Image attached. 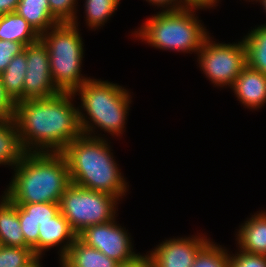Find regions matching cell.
<instances>
[{
	"label": "cell",
	"instance_id": "obj_35",
	"mask_svg": "<svg viewBox=\"0 0 266 267\" xmlns=\"http://www.w3.org/2000/svg\"><path fill=\"white\" fill-rule=\"evenodd\" d=\"M42 256H35L28 264L24 267H42L41 263Z\"/></svg>",
	"mask_w": 266,
	"mask_h": 267
},
{
	"label": "cell",
	"instance_id": "obj_27",
	"mask_svg": "<svg viewBox=\"0 0 266 267\" xmlns=\"http://www.w3.org/2000/svg\"><path fill=\"white\" fill-rule=\"evenodd\" d=\"M229 267H266V255L250 254L242 250L229 253Z\"/></svg>",
	"mask_w": 266,
	"mask_h": 267
},
{
	"label": "cell",
	"instance_id": "obj_24",
	"mask_svg": "<svg viewBox=\"0 0 266 267\" xmlns=\"http://www.w3.org/2000/svg\"><path fill=\"white\" fill-rule=\"evenodd\" d=\"M228 252L210 240L196 255L192 267H229Z\"/></svg>",
	"mask_w": 266,
	"mask_h": 267
},
{
	"label": "cell",
	"instance_id": "obj_16",
	"mask_svg": "<svg viewBox=\"0 0 266 267\" xmlns=\"http://www.w3.org/2000/svg\"><path fill=\"white\" fill-rule=\"evenodd\" d=\"M0 244L14 247H29L20 227L18 206L5 195L0 199Z\"/></svg>",
	"mask_w": 266,
	"mask_h": 267
},
{
	"label": "cell",
	"instance_id": "obj_28",
	"mask_svg": "<svg viewBox=\"0 0 266 267\" xmlns=\"http://www.w3.org/2000/svg\"><path fill=\"white\" fill-rule=\"evenodd\" d=\"M25 45L18 42L0 40V74L4 72L11 60L24 51Z\"/></svg>",
	"mask_w": 266,
	"mask_h": 267
},
{
	"label": "cell",
	"instance_id": "obj_22",
	"mask_svg": "<svg viewBox=\"0 0 266 267\" xmlns=\"http://www.w3.org/2000/svg\"><path fill=\"white\" fill-rule=\"evenodd\" d=\"M119 3L120 0H85V21L88 27L96 30L105 25Z\"/></svg>",
	"mask_w": 266,
	"mask_h": 267
},
{
	"label": "cell",
	"instance_id": "obj_19",
	"mask_svg": "<svg viewBox=\"0 0 266 267\" xmlns=\"http://www.w3.org/2000/svg\"><path fill=\"white\" fill-rule=\"evenodd\" d=\"M40 35L16 12L0 15V40L22 43L25 46L35 43Z\"/></svg>",
	"mask_w": 266,
	"mask_h": 267
},
{
	"label": "cell",
	"instance_id": "obj_5",
	"mask_svg": "<svg viewBox=\"0 0 266 267\" xmlns=\"http://www.w3.org/2000/svg\"><path fill=\"white\" fill-rule=\"evenodd\" d=\"M199 9L161 10L147 18L133 35L160 50L197 54L210 34L196 15Z\"/></svg>",
	"mask_w": 266,
	"mask_h": 267
},
{
	"label": "cell",
	"instance_id": "obj_9",
	"mask_svg": "<svg viewBox=\"0 0 266 267\" xmlns=\"http://www.w3.org/2000/svg\"><path fill=\"white\" fill-rule=\"evenodd\" d=\"M113 220L86 227L77 237L87 246L101 251L110 259L121 263L134 260L140 253L133 250L130 234Z\"/></svg>",
	"mask_w": 266,
	"mask_h": 267
},
{
	"label": "cell",
	"instance_id": "obj_30",
	"mask_svg": "<svg viewBox=\"0 0 266 267\" xmlns=\"http://www.w3.org/2000/svg\"><path fill=\"white\" fill-rule=\"evenodd\" d=\"M15 103L9 98L4 90L0 77V122L14 117Z\"/></svg>",
	"mask_w": 266,
	"mask_h": 267
},
{
	"label": "cell",
	"instance_id": "obj_25",
	"mask_svg": "<svg viewBox=\"0 0 266 267\" xmlns=\"http://www.w3.org/2000/svg\"><path fill=\"white\" fill-rule=\"evenodd\" d=\"M35 256L30 247H14L0 244V267H24Z\"/></svg>",
	"mask_w": 266,
	"mask_h": 267
},
{
	"label": "cell",
	"instance_id": "obj_33",
	"mask_svg": "<svg viewBox=\"0 0 266 267\" xmlns=\"http://www.w3.org/2000/svg\"><path fill=\"white\" fill-rule=\"evenodd\" d=\"M186 7H195L200 9L216 7L220 0H180Z\"/></svg>",
	"mask_w": 266,
	"mask_h": 267
},
{
	"label": "cell",
	"instance_id": "obj_7",
	"mask_svg": "<svg viewBox=\"0 0 266 267\" xmlns=\"http://www.w3.org/2000/svg\"><path fill=\"white\" fill-rule=\"evenodd\" d=\"M118 198L70 183L59 201L61 214L78 235L86 227L109 222L117 215Z\"/></svg>",
	"mask_w": 266,
	"mask_h": 267
},
{
	"label": "cell",
	"instance_id": "obj_23",
	"mask_svg": "<svg viewBox=\"0 0 266 267\" xmlns=\"http://www.w3.org/2000/svg\"><path fill=\"white\" fill-rule=\"evenodd\" d=\"M18 206L19 221H33L37 225L50 221L59 212V203H29Z\"/></svg>",
	"mask_w": 266,
	"mask_h": 267
},
{
	"label": "cell",
	"instance_id": "obj_31",
	"mask_svg": "<svg viewBox=\"0 0 266 267\" xmlns=\"http://www.w3.org/2000/svg\"><path fill=\"white\" fill-rule=\"evenodd\" d=\"M153 6L162 7L166 10H178L185 8L186 6L180 0H146Z\"/></svg>",
	"mask_w": 266,
	"mask_h": 267
},
{
	"label": "cell",
	"instance_id": "obj_26",
	"mask_svg": "<svg viewBox=\"0 0 266 267\" xmlns=\"http://www.w3.org/2000/svg\"><path fill=\"white\" fill-rule=\"evenodd\" d=\"M51 14L60 22L77 21V0H48ZM77 3V4H76Z\"/></svg>",
	"mask_w": 266,
	"mask_h": 267
},
{
	"label": "cell",
	"instance_id": "obj_3",
	"mask_svg": "<svg viewBox=\"0 0 266 267\" xmlns=\"http://www.w3.org/2000/svg\"><path fill=\"white\" fill-rule=\"evenodd\" d=\"M107 140L82 134L61 153L66 159L71 183L107 193L120 201L122 196H126L129 185Z\"/></svg>",
	"mask_w": 266,
	"mask_h": 267
},
{
	"label": "cell",
	"instance_id": "obj_18",
	"mask_svg": "<svg viewBox=\"0 0 266 267\" xmlns=\"http://www.w3.org/2000/svg\"><path fill=\"white\" fill-rule=\"evenodd\" d=\"M24 150L14 118L0 122V165L13 169L24 157Z\"/></svg>",
	"mask_w": 266,
	"mask_h": 267
},
{
	"label": "cell",
	"instance_id": "obj_13",
	"mask_svg": "<svg viewBox=\"0 0 266 267\" xmlns=\"http://www.w3.org/2000/svg\"><path fill=\"white\" fill-rule=\"evenodd\" d=\"M246 108L260 109L266 103V75L245 66L231 87Z\"/></svg>",
	"mask_w": 266,
	"mask_h": 267
},
{
	"label": "cell",
	"instance_id": "obj_32",
	"mask_svg": "<svg viewBox=\"0 0 266 267\" xmlns=\"http://www.w3.org/2000/svg\"><path fill=\"white\" fill-rule=\"evenodd\" d=\"M118 267H153L149 255H139L128 263H121Z\"/></svg>",
	"mask_w": 266,
	"mask_h": 267
},
{
	"label": "cell",
	"instance_id": "obj_10",
	"mask_svg": "<svg viewBox=\"0 0 266 267\" xmlns=\"http://www.w3.org/2000/svg\"><path fill=\"white\" fill-rule=\"evenodd\" d=\"M27 72L24 80V100L50 98L61 91L56 87L50 70L47 46L41 39L24 48Z\"/></svg>",
	"mask_w": 266,
	"mask_h": 267
},
{
	"label": "cell",
	"instance_id": "obj_1",
	"mask_svg": "<svg viewBox=\"0 0 266 267\" xmlns=\"http://www.w3.org/2000/svg\"><path fill=\"white\" fill-rule=\"evenodd\" d=\"M74 93L15 103L14 120L26 152H62L82 135Z\"/></svg>",
	"mask_w": 266,
	"mask_h": 267
},
{
	"label": "cell",
	"instance_id": "obj_21",
	"mask_svg": "<svg viewBox=\"0 0 266 267\" xmlns=\"http://www.w3.org/2000/svg\"><path fill=\"white\" fill-rule=\"evenodd\" d=\"M247 66L266 75V24L249 31L243 37Z\"/></svg>",
	"mask_w": 266,
	"mask_h": 267
},
{
	"label": "cell",
	"instance_id": "obj_34",
	"mask_svg": "<svg viewBox=\"0 0 266 267\" xmlns=\"http://www.w3.org/2000/svg\"><path fill=\"white\" fill-rule=\"evenodd\" d=\"M19 0H0V15L15 12Z\"/></svg>",
	"mask_w": 266,
	"mask_h": 267
},
{
	"label": "cell",
	"instance_id": "obj_17",
	"mask_svg": "<svg viewBox=\"0 0 266 267\" xmlns=\"http://www.w3.org/2000/svg\"><path fill=\"white\" fill-rule=\"evenodd\" d=\"M15 12L41 35L60 23L50 12L48 0H19Z\"/></svg>",
	"mask_w": 266,
	"mask_h": 267
},
{
	"label": "cell",
	"instance_id": "obj_12",
	"mask_svg": "<svg viewBox=\"0 0 266 267\" xmlns=\"http://www.w3.org/2000/svg\"><path fill=\"white\" fill-rule=\"evenodd\" d=\"M77 238L68 221L59 212L50 221L39 225L38 256H43L50 248L60 246L59 261L67 254L70 246ZM44 251V253H43Z\"/></svg>",
	"mask_w": 266,
	"mask_h": 267
},
{
	"label": "cell",
	"instance_id": "obj_14",
	"mask_svg": "<svg viewBox=\"0 0 266 267\" xmlns=\"http://www.w3.org/2000/svg\"><path fill=\"white\" fill-rule=\"evenodd\" d=\"M247 219L237 230L238 249L250 254L266 255V211L262 210Z\"/></svg>",
	"mask_w": 266,
	"mask_h": 267
},
{
	"label": "cell",
	"instance_id": "obj_6",
	"mask_svg": "<svg viewBox=\"0 0 266 267\" xmlns=\"http://www.w3.org/2000/svg\"><path fill=\"white\" fill-rule=\"evenodd\" d=\"M78 24L77 21L58 23L40 35L48 48L52 79L61 92L74 93L91 79L81 74L84 43Z\"/></svg>",
	"mask_w": 266,
	"mask_h": 267
},
{
	"label": "cell",
	"instance_id": "obj_8",
	"mask_svg": "<svg viewBox=\"0 0 266 267\" xmlns=\"http://www.w3.org/2000/svg\"><path fill=\"white\" fill-rule=\"evenodd\" d=\"M208 36L201 46L198 64L207 79L217 87H232L242 69L247 65L246 47L238 43H217Z\"/></svg>",
	"mask_w": 266,
	"mask_h": 267
},
{
	"label": "cell",
	"instance_id": "obj_20",
	"mask_svg": "<svg viewBox=\"0 0 266 267\" xmlns=\"http://www.w3.org/2000/svg\"><path fill=\"white\" fill-rule=\"evenodd\" d=\"M25 50L17 54L0 74L4 90L14 102L24 101V80L27 72Z\"/></svg>",
	"mask_w": 266,
	"mask_h": 267
},
{
	"label": "cell",
	"instance_id": "obj_11",
	"mask_svg": "<svg viewBox=\"0 0 266 267\" xmlns=\"http://www.w3.org/2000/svg\"><path fill=\"white\" fill-rule=\"evenodd\" d=\"M211 239L203 236L170 238L148 253L153 267H192L198 252Z\"/></svg>",
	"mask_w": 266,
	"mask_h": 267
},
{
	"label": "cell",
	"instance_id": "obj_36",
	"mask_svg": "<svg viewBox=\"0 0 266 267\" xmlns=\"http://www.w3.org/2000/svg\"><path fill=\"white\" fill-rule=\"evenodd\" d=\"M251 1H255V0H251ZM261 2L262 6H263V9L265 10L266 12V0H256V2ZM266 24V23H265Z\"/></svg>",
	"mask_w": 266,
	"mask_h": 267
},
{
	"label": "cell",
	"instance_id": "obj_2",
	"mask_svg": "<svg viewBox=\"0 0 266 267\" xmlns=\"http://www.w3.org/2000/svg\"><path fill=\"white\" fill-rule=\"evenodd\" d=\"M13 170V178L3 194L15 205L59 203L71 183L61 152H26Z\"/></svg>",
	"mask_w": 266,
	"mask_h": 267
},
{
	"label": "cell",
	"instance_id": "obj_4",
	"mask_svg": "<svg viewBox=\"0 0 266 267\" xmlns=\"http://www.w3.org/2000/svg\"><path fill=\"white\" fill-rule=\"evenodd\" d=\"M74 95H79L81 100V108L78 107V110L83 135L104 138L97 134V128L113 137L123 134L132 102L129 91L124 87L108 80L90 79L82 84Z\"/></svg>",
	"mask_w": 266,
	"mask_h": 267
},
{
	"label": "cell",
	"instance_id": "obj_15",
	"mask_svg": "<svg viewBox=\"0 0 266 267\" xmlns=\"http://www.w3.org/2000/svg\"><path fill=\"white\" fill-rule=\"evenodd\" d=\"M61 267H118L119 263L87 246L78 237L59 262Z\"/></svg>",
	"mask_w": 266,
	"mask_h": 267
},
{
	"label": "cell",
	"instance_id": "obj_29",
	"mask_svg": "<svg viewBox=\"0 0 266 267\" xmlns=\"http://www.w3.org/2000/svg\"><path fill=\"white\" fill-rule=\"evenodd\" d=\"M19 222L25 238V243L33 250L34 254L38 256L39 225L33 221Z\"/></svg>",
	"mask_w": 266,
	"mask_h": 267
}]
</instances>
